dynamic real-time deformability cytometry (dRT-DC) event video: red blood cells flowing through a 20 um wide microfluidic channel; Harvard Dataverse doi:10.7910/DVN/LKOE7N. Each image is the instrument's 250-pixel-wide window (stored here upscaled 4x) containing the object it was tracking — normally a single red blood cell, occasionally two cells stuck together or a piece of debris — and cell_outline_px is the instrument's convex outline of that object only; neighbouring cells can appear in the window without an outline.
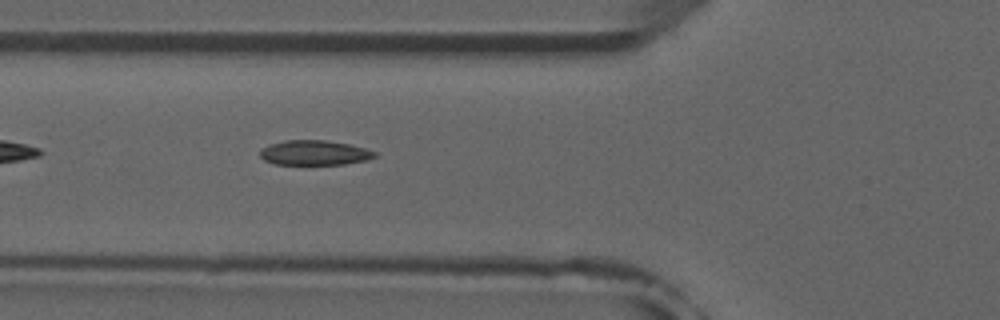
{"species": "common noctule bat (a hibernating species)", "species_latin": "Nyctalus noctula", "temperature_condition": "room temperature", "stored_images_in_passage": 2, "camera_frame_rate_fps": 3000, "um_per_image_px": 0.085, "animal": {"sex": "male", "forearm_length_mm": 52.5}, "frame": {"image": 1, "passage_image": 2, "time_ms": 1.333, "image_size_px": [1000, 320], "cell_outline_px": [[376, 156], [368, 160], [344, 164], [276, 164], [264, 160], [260, 156], [260, 148], [284, 140], [324, 140], [348, 144], [364, 148], [376, 152]], "centroid_in_image_um": [26.72, 12.98], "position_along_channel_um": 99.1, "area_um2": 16.47}}